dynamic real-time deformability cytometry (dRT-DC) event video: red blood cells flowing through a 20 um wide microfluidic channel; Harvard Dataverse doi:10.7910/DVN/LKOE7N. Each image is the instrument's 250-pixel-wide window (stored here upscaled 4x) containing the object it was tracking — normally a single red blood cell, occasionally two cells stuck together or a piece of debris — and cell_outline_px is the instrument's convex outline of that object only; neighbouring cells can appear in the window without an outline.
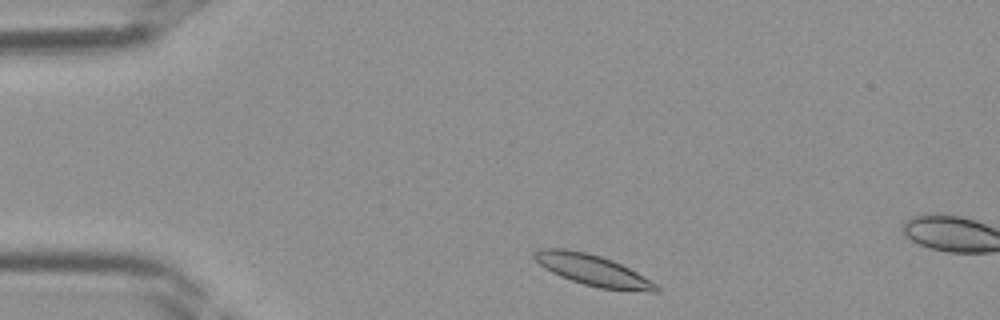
{"species": "Egyptian fruit bat (a non-hibernating species)", "species_latin": "Rousettus aegyptiacus", "temperature_condition": "room temperature", "stored_images_in_passage": 5, "camera_frame_rate_fps": 3000, "um_per_image_px": 0.085, "frame": {"image": 1, "passage_image": 2, "time_ms": 0.333, "image_size_px": [1000, 320], "cell_outline_px": [[660, 292], [652, 292], [600, 288], [584, 284], [560, 276], [544, 268], [532, 256], [532, 252], [540, 248], [564, 248], [588, 252], [612, 260], [636, 272], [656, 284], [660, 288]], "centroid_in_image_um": [50.35, 22.95], "position_along_channel_um": 34.7, "area_um2": 21.85}}